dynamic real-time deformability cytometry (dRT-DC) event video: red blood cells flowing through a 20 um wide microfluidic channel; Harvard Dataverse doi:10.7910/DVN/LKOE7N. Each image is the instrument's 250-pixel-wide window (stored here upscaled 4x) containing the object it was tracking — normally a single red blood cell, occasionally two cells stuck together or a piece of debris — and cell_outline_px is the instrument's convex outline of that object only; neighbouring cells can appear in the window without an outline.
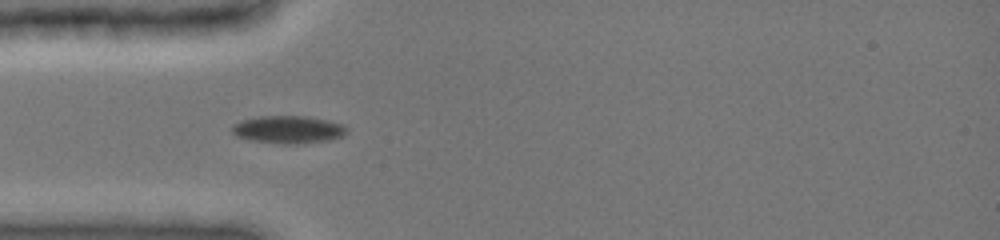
{"species": "common noctule bat (a hibernating species)", "species_latin": "Nyctalus noctula", "temperature_condition": "cold", "stored_images_in_passage": 30, "camera_frame_rate_fps": 3000, "um_per_image_px": 0.085, "animal": {"sex": "female", "body_mass_g": 19.0, "forearm_length_mm": 51.5}, "frame": {"image": 1, "passage_image": 1, "time_ms": 0.0, "image_size_px": [1000, 240], "cell_outline_px": [[348, 132], [344, 136], [328, 140], [296, 144], [284, 144], [252, 140], [236, 136], [232, 132], [232, 124], [240, 120], [256, 116], [304, 116], [324, 120], [340, 124], [348, 128]], "centroid_in_image_um": [24.47, 11.01], "position_along_channel_um": 60.5, "area_um2": 18.44}}
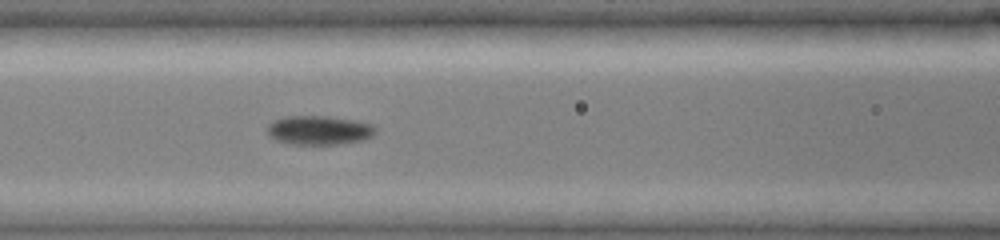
{"frame": {"image": 2, "passage_image": 17, "time_ms": 2.0, "image_size_px": [1000, 240], "cell_outline_px": [[376, 132], [372, 136], [364, 140], [336, 144], [292, 144], [276, 140], [268, 136], [268, 124], [272, 120], [284, 116], [328, 116], [356, 120], [372, 124], [376, 128]], "centroid_in_image_um": [27.12, 11.06], "position_along_channel_um": 139.5, "area_um2": 18.5}}
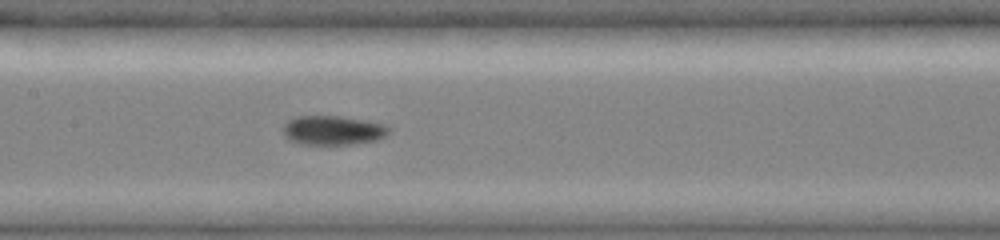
{"frame": {"image": 3, "passage_image": 26, "time_ms": 3.0, "image_size_px": [1000, 240], "cell_outline_px": [[392, 128], [384, 136], [376, 140], [352, 144], [300, 144], [288, 140], [284, 136], [284, 124], [288, 120], [296, 116], [340, 116], [368, 120], [384, 124]], "centroid_in_image_um": [28.29, 11.07], "position_along_channel_um": 179.1, "area_um2": 18.15}}